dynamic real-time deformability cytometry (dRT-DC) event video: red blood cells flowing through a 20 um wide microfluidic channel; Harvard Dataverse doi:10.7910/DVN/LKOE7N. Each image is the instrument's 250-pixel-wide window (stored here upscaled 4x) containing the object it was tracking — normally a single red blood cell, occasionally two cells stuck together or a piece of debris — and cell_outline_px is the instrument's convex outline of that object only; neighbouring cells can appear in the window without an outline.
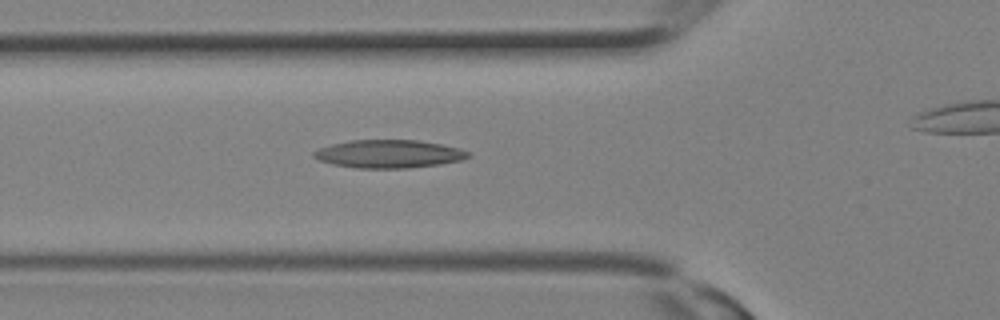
{"species": "Egyptian fruit bat (a non-hibernating species)", "species_latin": "Rousettus aegyptiacus", "temperature_condition": "room temperature", "stored_images_in_passage": 13, "camera_frame_rate_fps": 3000, "um_per_image_px": 0.085, "animal": {"sex": "female"}, "frame": {"image": 1, "passage_image": 10, "time_ms": 3.0, "image_size_px": [1000, 320], "cell_outline_px": [[472, 156], [460, 160], [440, 164], [408, 168], [356, 168], [332, 164], [320, 160], [312, 156], [312, 152], [320, 148], [332, 144], [348, 140], [420, 140], [460, 148], [472, 152]], "centroid_in_image_um": [33.08, 13.08], "position_along_channel_um": 92.7, "area_um2": 25.37}}